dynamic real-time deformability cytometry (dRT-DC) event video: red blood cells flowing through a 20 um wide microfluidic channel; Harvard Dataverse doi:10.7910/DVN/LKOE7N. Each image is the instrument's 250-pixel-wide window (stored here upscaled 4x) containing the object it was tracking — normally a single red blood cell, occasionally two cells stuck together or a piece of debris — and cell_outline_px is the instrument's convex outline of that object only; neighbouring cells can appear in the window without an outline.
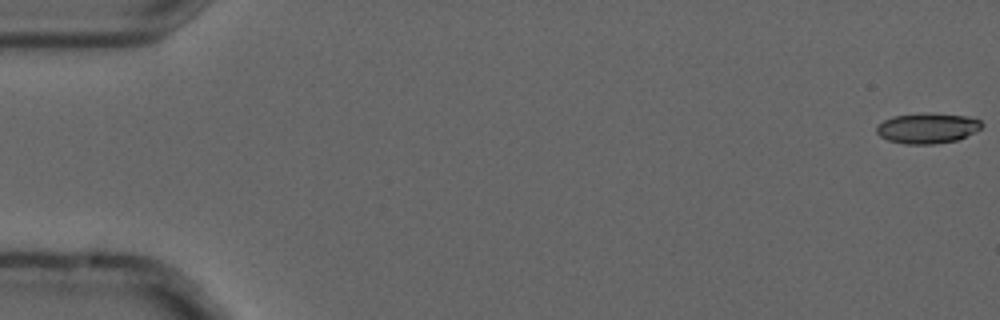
{"species": "common noctule bat (a hibernating species)", "species_latin": "Nyctalus noctula", "temperature_condition": "cold", "stored_images_in_passage": 6, "camera_frame_rate_fps": 3000, "um_per_image_px": 0.085, "animal": {"sex": "male", "forearm_length_mm": 52.5}, "frame": {"image": 1, "passage_image": 1, "time_ms": 0.0, "image_size_px": [1000, 320], "cell_outline_px": [[984, 124], [976, 132], [956, 140], [932, 144], [904, 144], [888, 140], [880, 136], [876, 132], [876, 128], [884, 120], [892, 116], [924, 112], [968, 116], [980, 120]], "centroid_in_image_um": [78.83, 10.88], "position_along_channel_um": 6.2, "area_um2": 18.73}}
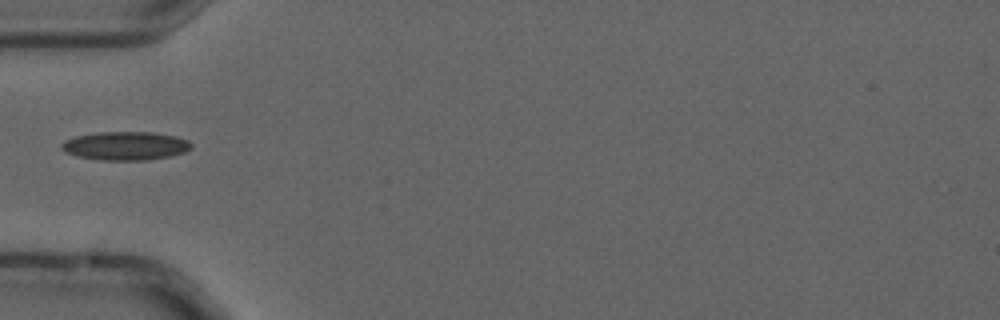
{"frame": {"image": 2, "passage_image": 6, "time_ms": 1.667, "image_size_px": [1000, 320], "cell_outline_px": [[192, 148], [184, 152], [168, 156], [148, 160], [100, 160], [80, 156], [64, 152], [60, 148], [60, 144], [64, 140], [76, 136], [100, 132], [152, 132], [176, 136], [188, 140], [192, 144]], "centroid_in_image_um": [10.66, 12.39], "position_along_channel_um": 74.3, "area_um2": 21.56}}